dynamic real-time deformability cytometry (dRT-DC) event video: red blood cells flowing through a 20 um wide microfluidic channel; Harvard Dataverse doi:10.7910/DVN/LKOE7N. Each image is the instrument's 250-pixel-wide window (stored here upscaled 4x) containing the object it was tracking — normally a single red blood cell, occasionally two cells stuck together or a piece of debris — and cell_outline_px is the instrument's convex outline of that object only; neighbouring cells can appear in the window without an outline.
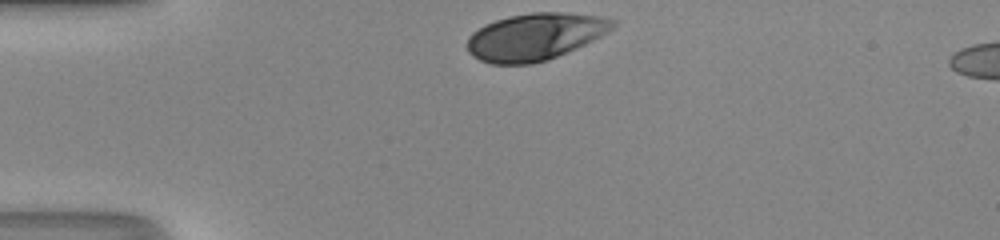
{"species": "human", "species_latin": "Homo sapiens", "temperature_condition": "room temperature", "stored_images_in_passage": 29, "camera_frame_rate_fps": 3000, "um_per_image_px": 0.085, "donor": {"sex": "male"}, "frame": {"image": 1, "passage_image": 1, "time_ms": 0.0, "image_size_px": [1000, 240], "cell_outline_px": [[616, 24], [608, 32], [584, 44], [548, 60], [532, 64], [492, 64], [480, 60], [472, 56], [468, 52], [468, 36], [472, 32], [484, 24], [508, 16], [532, 12], [560, 12], [604, 16], [616, 20]], "centroid_in_image_um": [45.47, 3.11], "position_along_channel_um": 39.5, "area_um2": 39.94}}
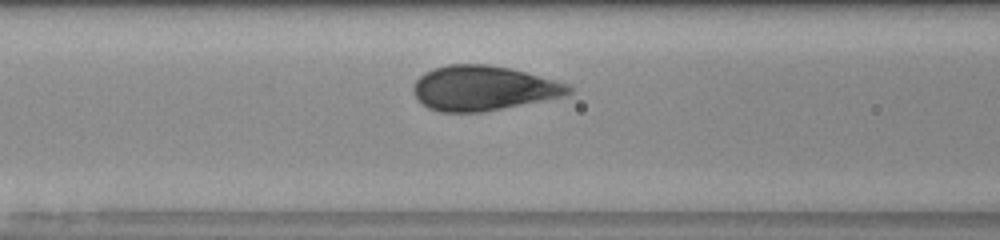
{"frame": {"image": 2, "passage_image": 10, "time_ms": 3.0, "image_size_px": [1000, 240], "cell_outline_px": [[572, 92], [568, 96], [484, 112], [440, 112], [428, 108], [420, 104], [416, 100], [412, 88], [416, 80], [424, 72], [432, 68], [448, 64], [488, 64], [508, 68], [556, 80], [568, 84], [572, 88]], "centroid_in_image_um": [41.06, 7.51], "position_along_channel_um": 125.5, "area_um2": 40.98}}
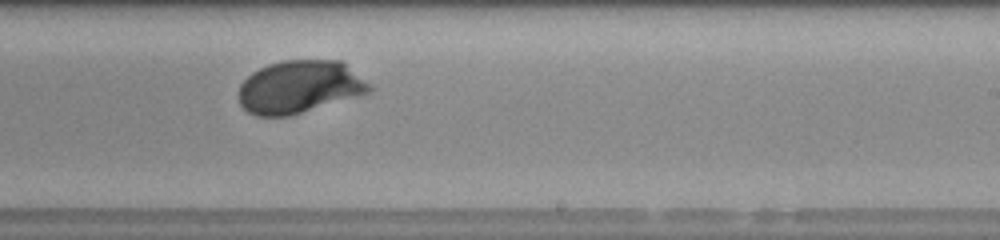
{"frame": {"image": 3, "passage_image": 20, "time_ms": 6.333, "image_size_px": [1000, 240], "cell_outline_px": [[372, 92], [288, 116], [256, 116], [248, 112], [240, 104], [240, 84], [252, 72], [268, 64], [284, 60], [340, 60], [372, 84]], "centroid_in_image_um": [25.48, 7.38], "position_along_channel_um": 263.5, "area_um2": 40.06}, "authors_computed_cell_mechanics": {"area_um2": 40.1132, "velocity_mm_per_s": 4.1573, "shape_relaxation_time_tau1_ms": 1.9709, "shape_relaxation_time_tau2_ms": null, "deformation_change_tau1": 0.1551, "deformation_change_tau2": null}}